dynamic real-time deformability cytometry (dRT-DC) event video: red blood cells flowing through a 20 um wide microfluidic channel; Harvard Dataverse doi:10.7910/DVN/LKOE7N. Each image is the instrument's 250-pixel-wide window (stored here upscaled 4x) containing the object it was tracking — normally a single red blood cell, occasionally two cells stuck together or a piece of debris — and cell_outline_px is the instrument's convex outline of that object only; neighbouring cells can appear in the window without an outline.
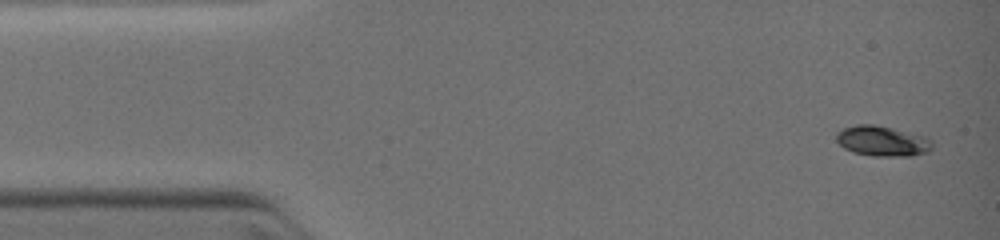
{"species": "common noctule bat (a hibernating species)", "species_latin": "Nyctalus noctula", "temperature_condition": "warm", "stored_images_in_passage": 6, "camera_frame_rate_fps": 3000, "um_per_image_px": 0.085, "animal": {"sex": "female", "body_mass_g": 19.0, "forearm_length_mm": 51.5}, "frame": {"image": 1, "passage_image": 1, "time_ms": 0.0, "image_size_px": [1000, 240], "cell_outline_px": [[932, 148], [924, 152], [908, 156], [876, 156], [856, 152], [844, 148], [836, 140], [836, 136], [844, 128], [856, 124], [872, 124], [924, 136], [932, 144]], "centroid_in_image_um": [74.96, 11.99], "position_along_channel_um": 10.0, "area_um2": 16.3}}